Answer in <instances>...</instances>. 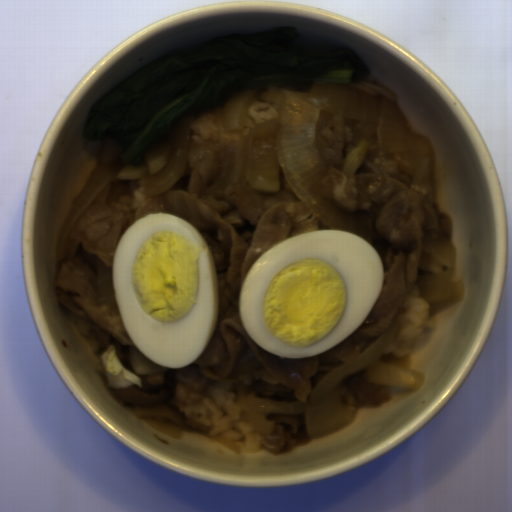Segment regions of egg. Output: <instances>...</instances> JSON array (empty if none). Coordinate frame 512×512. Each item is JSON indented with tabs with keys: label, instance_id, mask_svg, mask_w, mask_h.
I'll use <instances>...</instances> for the list:
<instances>
[{
	"label": "egg",
	"instance_id": "1",
	"mask_svg": "<svg viewBox=\"0 0 512 512\" xmlns=\"http://www.w3.org/2000/svg\"><path fill=\"white\" fill-rule=\"evenodd\" d=\"M382 260L354 232L323 229L288 237L248 269L241 321L264 351L283 359L318 355L354 334L381 299Z\"/></svg>",
	"mask_w": 512,
	"mask_h": 512
},
{
	"label": "egg",
	"instance_id": "2",
	"mask_svg": "<svg viewBox=\"0 0 512 512\" xmlns=\"http://www.w3.org/2000/svg\"><path fill=\"white\" fill-rule=\"evenodd\" d=\"M111 282L133 344L161 367L199 359L218 323L219 284L211 253L183 218L153 213L117 241Z\"/></svg>",
	"mask_w": 512,
	"mask_h": 512
}]
</instances>
